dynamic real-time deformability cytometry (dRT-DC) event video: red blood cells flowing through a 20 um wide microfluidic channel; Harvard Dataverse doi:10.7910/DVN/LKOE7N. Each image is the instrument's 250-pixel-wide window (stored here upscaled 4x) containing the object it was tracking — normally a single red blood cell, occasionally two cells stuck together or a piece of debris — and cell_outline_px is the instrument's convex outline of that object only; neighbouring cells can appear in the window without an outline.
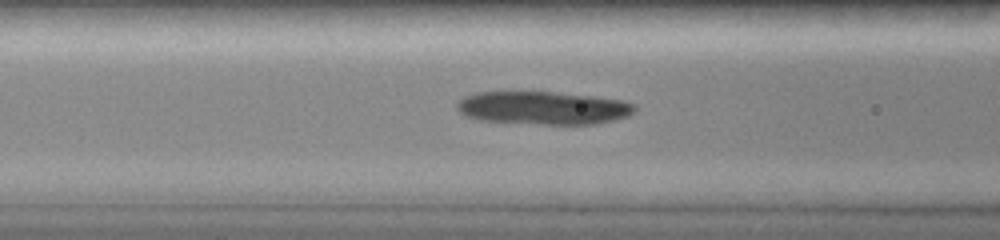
{"species": "common noctule bat (a hibernating species)", "species_latin": "Nyctalus noctula", "temperature_condition": "room temperature", "stored_images_in_passage": 50, "camera_frame_rate_fps": 3000, "um_per_image_px": 0.085, "animal": {"sex": "female", "body_mass_g": 19.0, "forearm_length_mm": 51.5}, "frame": {"image": 1, "passage_image": 9, "time_ms": 1.333, "image_size_px": [1000, 240], "cell_outline_px": [[636, 112], [628, 116], [596, 124], [544, 124], [480, 120], [464, 116], [456, 108], [456, 104], [464, 96], [476, 92], [552, 92], [592, 96], [620, 100], [632, 104], [636, 108]], "centroid_in_image_um": [46.14, 9.17], "position_along_channel_um": 120.5, "area_um2": 34.1}}
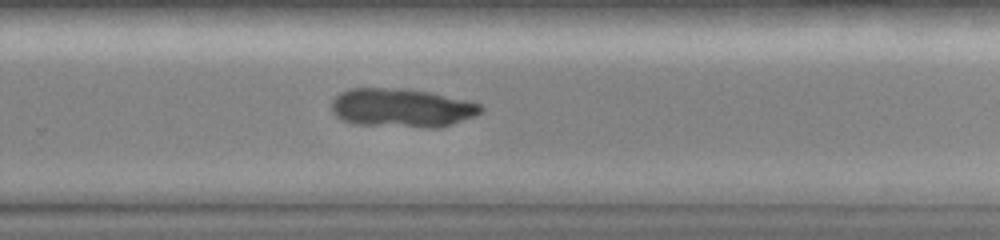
{"frame": {"image": 2, "passage_image": 39, "time_ms": 5.667, "image_size_px": [1000, 240], "cell_outline_px": [[484, 108], [480, 112], [472, 116], [448, 124], [432, 128], [352, 124], [336, 116], [332, 112], [332, 100], [340, 92], [348, 88], [408, 88], [428, 92], [464, 100], [480, 104]], "centroid_in_image_um": [34.06, 9.16], "position_along_channel_um": 295.7, "area_um2": 33.41}}
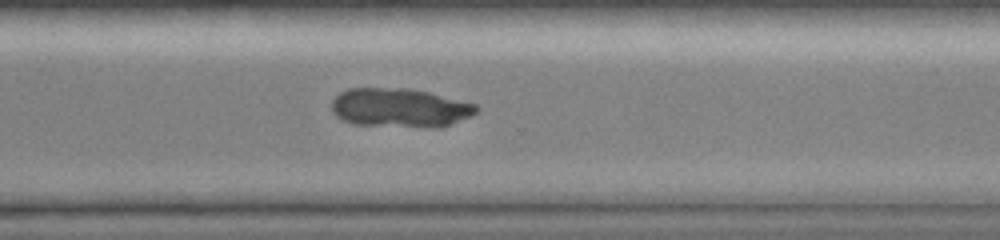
{"frame": {"image": 3, "passage_image": 46, "time_ms": 6.667, "image_size_px": [1000, 240], "cell_outline_px": [[480, 108], [472, 116], [448, 124], [356, 124], [344, 120], [336, 116], [332, 112], [332, 100], [340, 92], [348, 88], [404, 88], [428, 92], [476, 104]], "centroid_in_image_um": [33.93, 9.09], "position_along_channel_um": 336.7, "area_um2": 31.39}}